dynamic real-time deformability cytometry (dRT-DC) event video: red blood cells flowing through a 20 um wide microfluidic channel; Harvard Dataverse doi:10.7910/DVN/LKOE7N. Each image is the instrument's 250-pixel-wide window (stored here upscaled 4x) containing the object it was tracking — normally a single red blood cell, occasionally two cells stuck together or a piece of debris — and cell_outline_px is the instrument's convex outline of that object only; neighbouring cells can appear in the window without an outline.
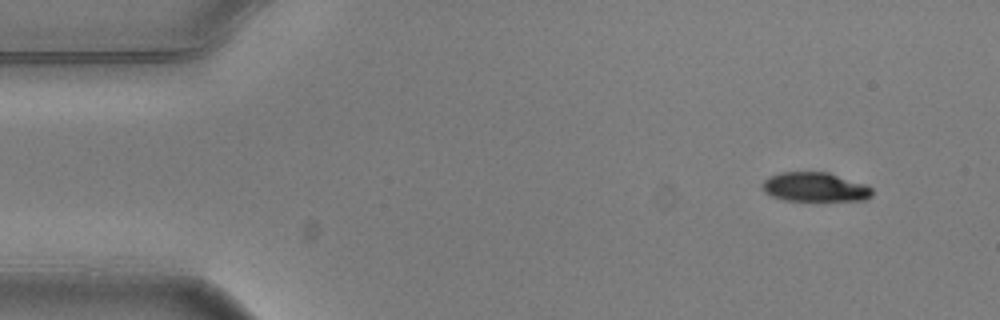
{"species": "common noctule bat (a hibernating species)", "species_latin": "Nyctalus noctula", "temperature_condition": "warm", "stored_images_in_passage": 5, "camera_frame_rate_fps": 3000, "um_per_image_px": 0.085, "animal": {"sex": "male", "body_mass_g": 20.5, "forearm_length_mm": 52.5}, "frame": {"image": 1, "passage_image": 1, "time_ms": 0.0, "image_size_px": [1000, 320], "cell_outline_px": [[872, 196], [864, 200], [784, 200], [772, 196], [764, 192], [760, 188], [760, 184], [768, 176], [780, 172], [828, 172], [864, 184], [872, 188]], "centroid_in_image_um": [69.21, 15.89], "position_along_channel_um": 15.8, "area_um2": 18.73}}